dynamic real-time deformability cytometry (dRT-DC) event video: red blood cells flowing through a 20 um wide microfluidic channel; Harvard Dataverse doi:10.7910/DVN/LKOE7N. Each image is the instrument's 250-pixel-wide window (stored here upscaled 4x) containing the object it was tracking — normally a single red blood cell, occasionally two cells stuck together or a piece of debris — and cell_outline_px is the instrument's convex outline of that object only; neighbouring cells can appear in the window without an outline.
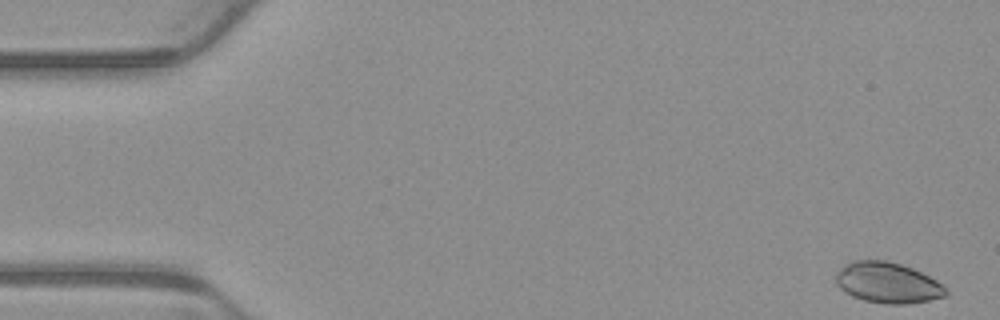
{"species": "common noctule bat (a hibernating species)", "species_latin": "Nyctalus noctula", "temperature_condition": "warm", "stored_images_in_passage": 3, "camera_frame_rate_fps": 3000, "um_per_image_px": 0.085, "animal": {"sex": "male", "body_mass_g": 23.1, "forearm_length_mm": 52.7}, "frame": {"image": 1, "passage_image": 1, "time_ms": 0.0, "image_size_px": [1000, 320], "cell_outline_px": [[948, 296], [908, 304], [884, 304], [864, 300], [852, 296], [844, 292], [836, 284], [836, 272], [844, 264], [852, 260], [884, 260], [900, 264], [912, 268], [936, 280], [948, 288]], "centroid_in_image_um": [75.44, 24.04], "position_along_channel_um": 9.6, "area_um2": 26.3}}
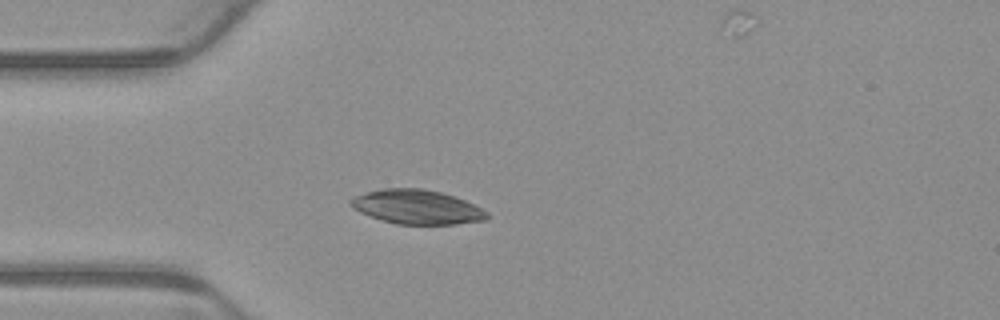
{"frame": {"image": 2, "passage_image": 2, "time_ms": 0.333, "image_size_px": [1000, 320], "cell_outline_px": [[488, 220], [456, 224], [396, 224], [360, 212], [352, 208], [348, 204], [348, 200], [352, 196], [384, 188], [424, 188], [440, 192], [464, 200], [488, 212]], "centroid_in_image_um": [35.41, 17.59], "position_along_channel_um": 49.6, "area_um2": 27.11}}